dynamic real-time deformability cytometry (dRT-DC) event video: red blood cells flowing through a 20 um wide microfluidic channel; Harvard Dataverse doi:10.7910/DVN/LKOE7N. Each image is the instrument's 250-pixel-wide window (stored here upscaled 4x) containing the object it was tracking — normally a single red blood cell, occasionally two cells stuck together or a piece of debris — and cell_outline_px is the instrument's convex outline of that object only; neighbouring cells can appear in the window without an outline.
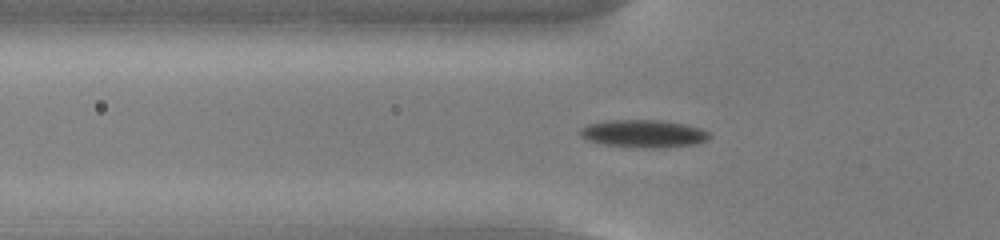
{"species": "common noctule bat (a hibernating species)", "species_latin": "Nyctalus noctula", "temperature_condition": "cold", "stored_images_in_passage": 55, "camera_frame_rate_fps": 3000, "um_per_image_px": 0.085, "animal": {"sex": "male", "body_mass_g": 13.0, "forearm_length_mm": 53.1}, "frame": {"image": 1, "passage_image": 19, "time_ms": 6.0, "image_size_px": [1000, 240], "cell_outline_px": [[712, 136], [708, 140], [696, 144], [660, 148], [644, 148], [604, 144], [588, 140], [580, 136], [580, 128], [588, 124], [604, 120], [660, 120], [684, 124], [700, 128], [708, 132]], "centroid_in_image_um": [54.71, 11.36], "position_along_channel_um": 71.1, "area_um2": 20.92}}
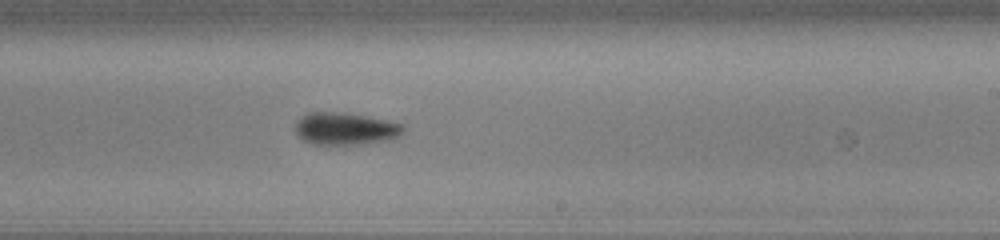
{"frame": {"image": 2, "passage_image": 34, "time_ms": 11.0, "image_size_px": [1000, 240], "cell_outline_px": [[404, 132], [400, 136], [388, 140], [364, 144], [328, 148], [312, 144], [304, 140], [296, 132], [296, 120], [308, 112], [340, 112], [364, 116], [404, 124]], "centroid_in_image_um": [29.33, 10.99], "position_along_channel_um": 259.7, "area_um2": 20.98}}
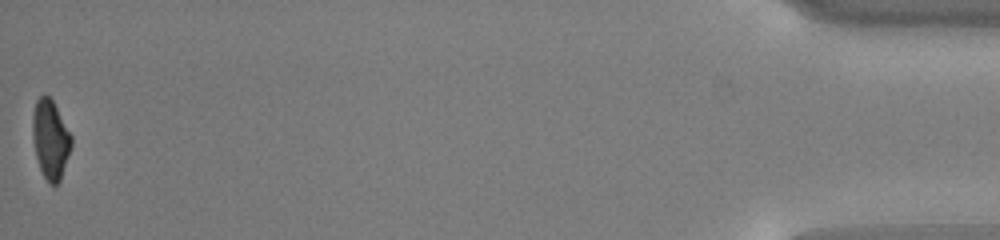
{"frame": {"image": 3, "passage_image": 55, "time_ms": 18.0, "image_size_px": [1000, 240], "cell_outline_px": [[72, 144], [60, 180], [56, 184], [52, 184], [44, 176], [40, 168], [36, 156], [32, 136], [32, 116], [36, 100], [40, 96], [48, 96], [52, 100], [72, 136]], "centroid_in_image_um": [4.28, 11.82], "position_along_channel_um": 430.9, "area_um2": 17.51}, "authors_computed_cell_mechanics": {"area_um2": 19.0162, "velocity_mm_per_s": 3.7893, "shape_relaxation_time_tau1_ms": 2.4501, "shape_relaxation_time_tau2_ms": null, "deformation_change_tau1": 0.1021, "deformation_change_tau2": null}}